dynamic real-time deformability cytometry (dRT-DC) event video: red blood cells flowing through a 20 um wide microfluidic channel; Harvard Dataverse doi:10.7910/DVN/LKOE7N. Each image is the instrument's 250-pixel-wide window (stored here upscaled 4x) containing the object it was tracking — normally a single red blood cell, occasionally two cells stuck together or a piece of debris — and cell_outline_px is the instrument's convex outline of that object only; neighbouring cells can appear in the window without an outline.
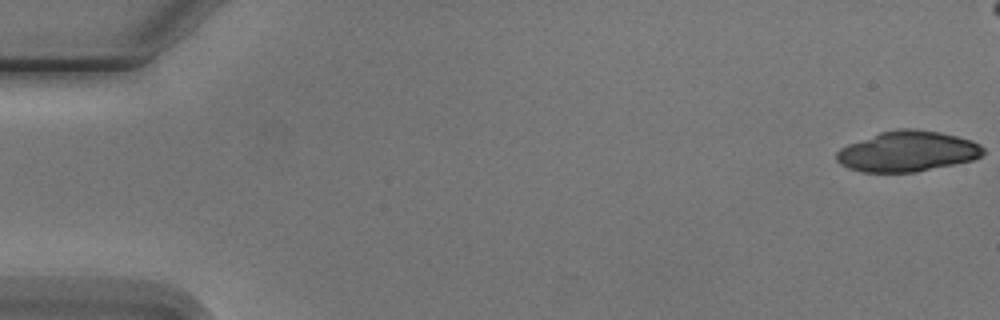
{"species": "Egyptian fruit bat (a non-hibernating species)", "species_latin": "Rousettus aegyptiacus", "temperature_condition": "cold", "stored_images_in_passage": 8, "camera_frame_rate_fps": 3000, "um_per_image_px": 0.085, "animal": {"sex": "male"}, "frame": {"image": 1, "passage_image": 1, "time_ms": 0.0, "image_size_px": [1000, 320], "cell_outline_px": [[984, 152], [980, 156], [972, 160], [916, 172], [864, 172], [848, 168], [840, 164], [836, 160], [836, 152], [840, 148], [848, 144], [880, 132], [896, 128], [912, 128], [940, 132], [972, 140], [980, 144], [984, 148]], "centroid_in_image_um": [77.12, 12.86], "position_along_channel_um": 7.9, "area_um2": 34.62}}
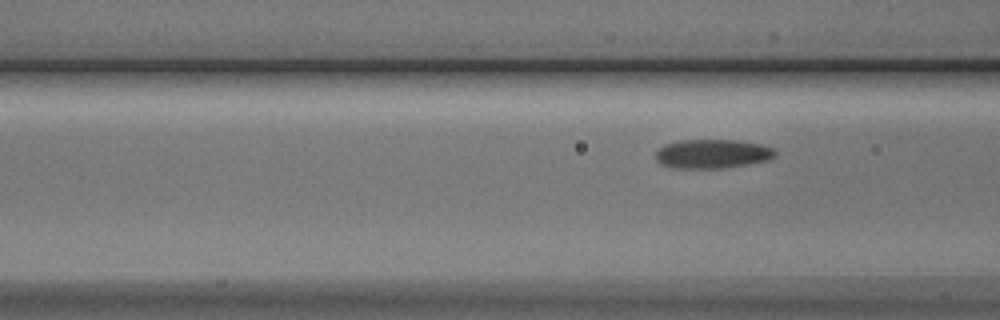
{"frame": {"image": 2, "passage_image": 8, "time_ms": 9.0, "image_size_px": [1000, 320], "cell_outline_px": [[776, 156], [768, 160], [748, 164], [724, 168], [672, 168], [660, 164], [656, 160], [656, 152], [664, 144], [680, 140], [736, 140], [760, 144], [776, 148]], "centroid_in_image_um": [60.56, 13.07], "position_along_channel_um": 106.0, "area_um2": 20.4}}